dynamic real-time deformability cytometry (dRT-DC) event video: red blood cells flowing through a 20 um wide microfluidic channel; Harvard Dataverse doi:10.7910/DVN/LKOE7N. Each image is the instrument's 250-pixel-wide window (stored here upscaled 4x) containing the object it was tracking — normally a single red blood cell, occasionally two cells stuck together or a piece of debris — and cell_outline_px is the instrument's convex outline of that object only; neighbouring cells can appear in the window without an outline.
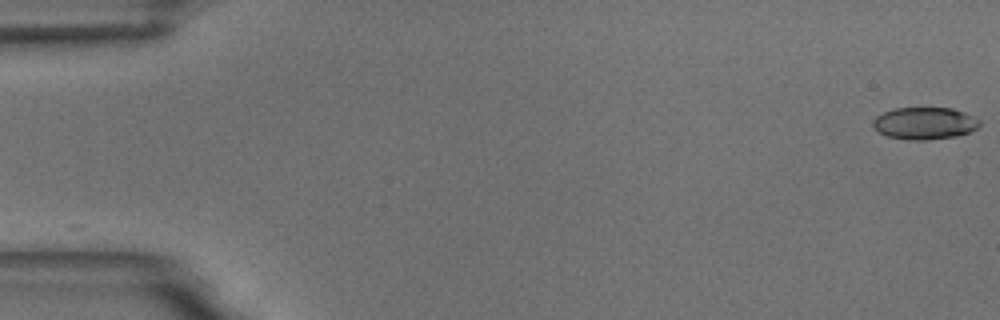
{"species": "common noctule bat (a hibernating species)", "species_latin": "Nyctalus noctula", "temperature_condition": "room temperature", "stored_images_in_passage": 55, "camera_frame_rate_fps": 3000, "um_per_image_px": 0.085, "animal": {"sex": "male", "body_mass_g": 18.8}, "frame": {"image": 1, "passage_image": 1, "time_ms": 0.0, "image_size_px": [1000, 320], "cell_outline_px": [[980, 124], [976, 128], [968, 132], [956, 136], [928, 140], [908, 140], [888, 136], [880, 132], [872, 124], [872, 120], [876, 116], [884, 112], [896, 108], [952, 108], [964, 112], [980, 120]], "centroid_in_image_um": [78.59, 10.48], "position_along_channel_um": 6.4, "area_um2": 19.83}}
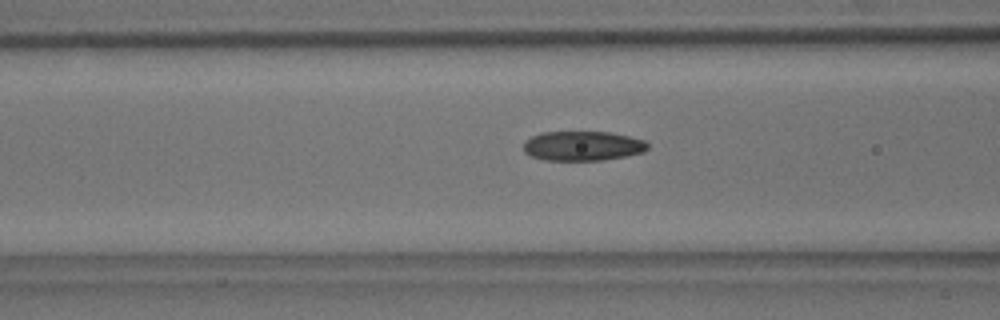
{"frame": {"image": 2, "passage_image": 22, "time_ms": 7.0, "image_size_px": [1000, 320], "cell_outline_px": [[648, 148], [644, 152], [604, 160], [544, 160], [532, 156], [524, 152], [524, 140], [540, 132], [608, 132], [628, 136], [644, 140], [648, 144]], "centroid_in_image_um": [49.5, 12.4], "position_along_channel_um": 117.1, "area_um2": 21.39}}
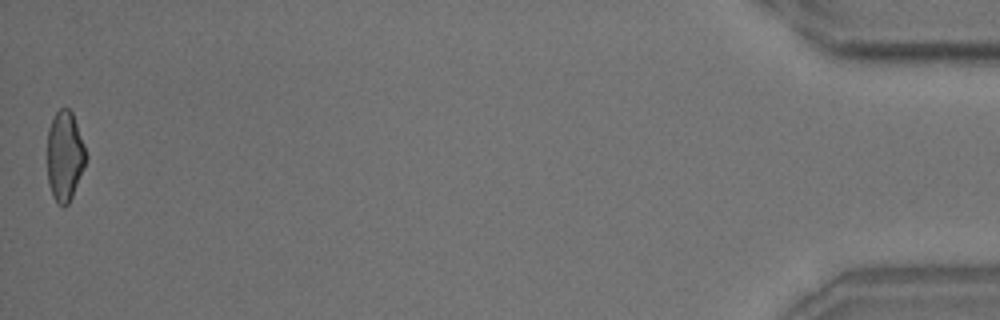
{"frame": {"image": 3, "passage_image": 55, "time_ms": 18.0, "image_size_px": [1000, 320], "cell_outline_px": [[88, 156], [72, 196], [68, 204], [64, 208], [56, 204], [52, 196], [48, 184], [48, 128], [56, 112], [60, 108], [68, 108], [72, 112], [84, 144]], "centroid_in_image_um": [5.5, 13.29], "position_along_channel_um": 429.7, "area_um2": 20.29}, "authors_computed_cell_mechanics": {"area_um2": 21.1548, "velocity_mm_per_s": 3.6986, "shape_relaxation_time_tau1_ms": 4.3496, "shape_relaxation_time_tau2_ms": 1.934, "deformation_change_tau1": 0.1381, "deformation_change_tau2": 0.0809}}